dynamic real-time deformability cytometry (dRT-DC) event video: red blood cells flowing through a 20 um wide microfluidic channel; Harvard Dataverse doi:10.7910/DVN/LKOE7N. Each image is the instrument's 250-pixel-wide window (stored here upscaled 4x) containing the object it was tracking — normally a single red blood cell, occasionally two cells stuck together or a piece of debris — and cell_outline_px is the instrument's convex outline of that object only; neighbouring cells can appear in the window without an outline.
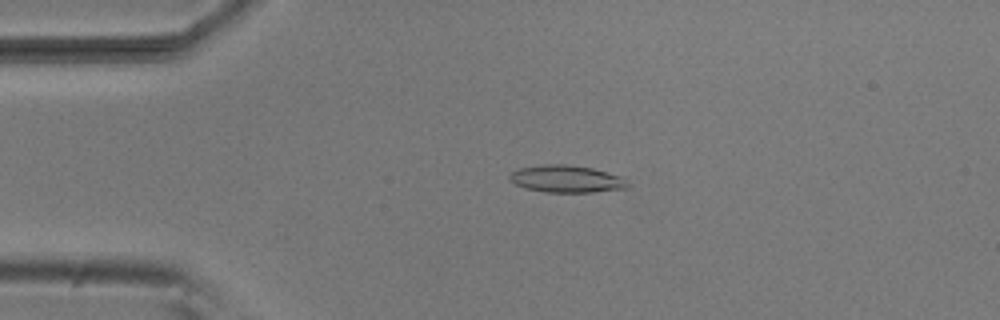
{"species": "common noctule bat (a hibernating species)", "species_latin": "Nyctalus noctula", "temperature_condition": "room temperature", "stored_images_in_passage": 52, "camera_frame_rate_fps": 3000, "um_per_image_px": 0.085, "animal": {"sex": "male", "body_mass_g": 20.5, "forearm_length_mm": 52.5}, "frame": {"image": 1, "passage_image": 11, "time_ms": 3.333, "image_size_px": [1000, 320], "cell_outline_px": [[628, 188], [592, 192], [544, 192], [524, 188], [508, 180], [508, 176], [512, 172], [520, 168], [544, 164], [564, 164], [592, 168], [620, 176], [628, 184]], "centroid_in_image_um": [48.1, 15.21], "position_along_channel_um": 36.9, "area_um2": 18.61}}
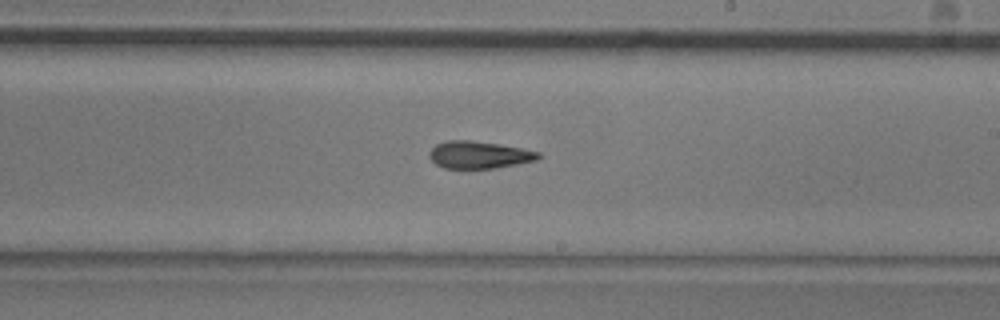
{"frame": {"image": 2, "passage_image": 30, "time_ms": 9.667, "image_size_px": [1000, 320], "cell_outline_px": [[544, 156], [540, 160], [496, 168], [444, 168], [436, 164], [428, 156], [428, 152], [436, 144], [448, 140], [472, 140], [524, 148], [540, 152]], "centroid_in_image_um": [40.78, 13.16], "position_along_channel_um": 248.2, "area_um2": 17.63}}
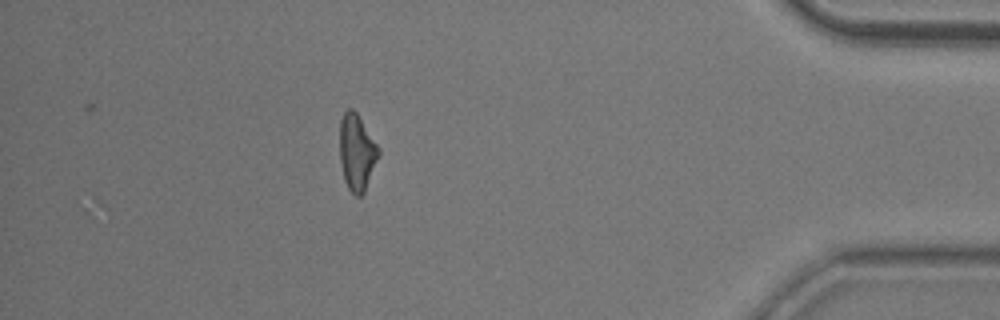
{"frame": {"image": 3, "passage_image": 46, "time_ms": 15.0, "image_size_px": [1000, 320], "cell_outline_px": [[380, 152], [364, 192], [360, 196], [356, 196], [348, 188], [344, 180], [340, 160], [340, 120], [344, 112], [348, 108], [352, 108], [356, 112], [380, 148]], "centroid_in_image_um": [30.32, 12.93], "position_along_channel_um": 404.9, "area_um2": 17.11}, "authors_computed_cell_mechanics": {"area_um2": 17.4556, "velocity_mm_per_s": 3.8324, "shape_relaxation_time_tau1_ms": 11.2887, "shape_relaxation_time_tau2_ms": 4.6111, "deformation_change_tau1": 0.2522, "deformation_change_tau2": 0.1515}}